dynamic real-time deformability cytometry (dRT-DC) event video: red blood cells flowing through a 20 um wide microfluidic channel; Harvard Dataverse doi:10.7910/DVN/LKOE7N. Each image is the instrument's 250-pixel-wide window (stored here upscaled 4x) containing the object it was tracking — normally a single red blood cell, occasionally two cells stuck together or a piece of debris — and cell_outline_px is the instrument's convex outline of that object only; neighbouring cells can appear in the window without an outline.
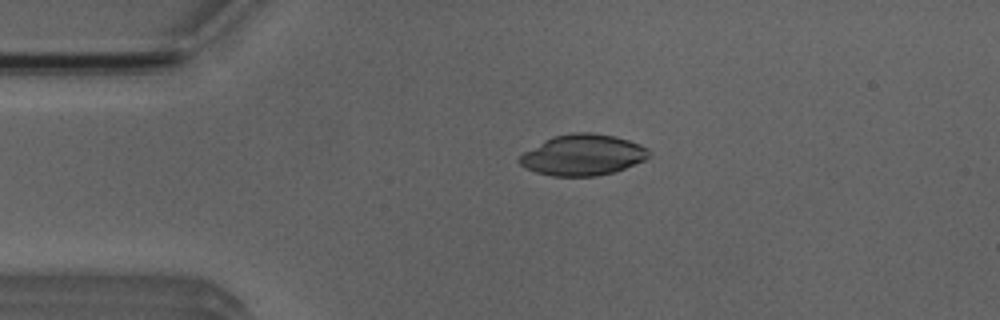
{"species": "Egyptian fruit bat (a non-hibernating species)", "species_latin": "Rousettus aegyptiacus", "temperature_condition": "room temperature", "stored_images_in_passage": 3, "camera_frame_rate_fps": 3000, "um_per_image_px": 0.085, "animal": {"sex": "male"}, "frame": {"image": 1, "passage_image": 2, "time_ms": 1.333, "image_size_px": [1000, 320], "cell_outline_px": [[652, 152], [644, 160], [624, 168], [612, 172], [596, 176], [552, 176], [536, 172], [524, 168], [516, 160], [524, 152], [552, 136], [572, 132], [592, 132], [616, 136], [640, 144], [648, 148]], "centroid_in_image_um": [49.52, 13.16], "position_along_channel_um": 35.5, "area_um2": 30.98}}